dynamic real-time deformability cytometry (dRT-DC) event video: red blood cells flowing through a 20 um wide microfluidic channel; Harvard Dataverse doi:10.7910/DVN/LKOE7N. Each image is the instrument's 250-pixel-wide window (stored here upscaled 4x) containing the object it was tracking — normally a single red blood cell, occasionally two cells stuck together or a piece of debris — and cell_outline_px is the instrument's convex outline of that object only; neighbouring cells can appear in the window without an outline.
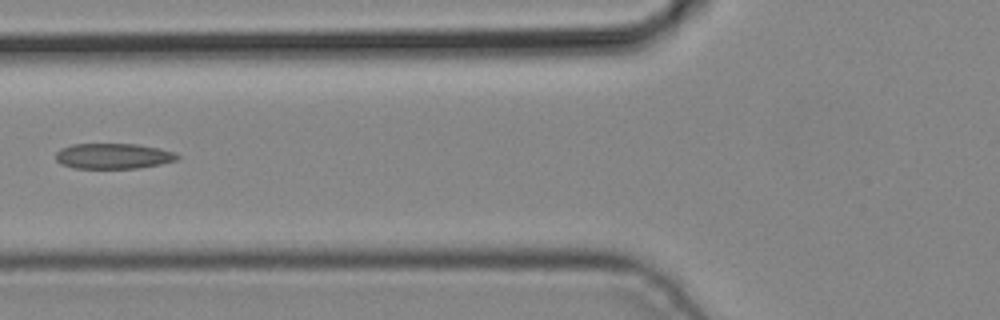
{"species": "common noctule bat (a hibernating species)", "species_latin": "Nyctalus noctula", "temperature_condition": "cold", "stored_images_in_passage": 5, "camera_frame_rate_fps": 3000, "um_per_image_px": 0.085, "animal": {"sex": "male", "body_mass_g": 19.2, "forearm_length_mm": 51.8}, "frame": {"image": 1, "passage_image": 4, "time_ms": 1.0, "image_size_px": [1000, 320], "cell_outline_px": [[180, 156], [176, 160], [160, 164], [136, 168], [72, 168], [60, 164], [56, 160], [56, 152], [60, 148], [72, 144], [136, 144], [160, 148], [176, 152]], "centroid_in_image_um": [9.61, 13.26], "position_along_channel_um": 116.2, "area_um2": 18.15}}
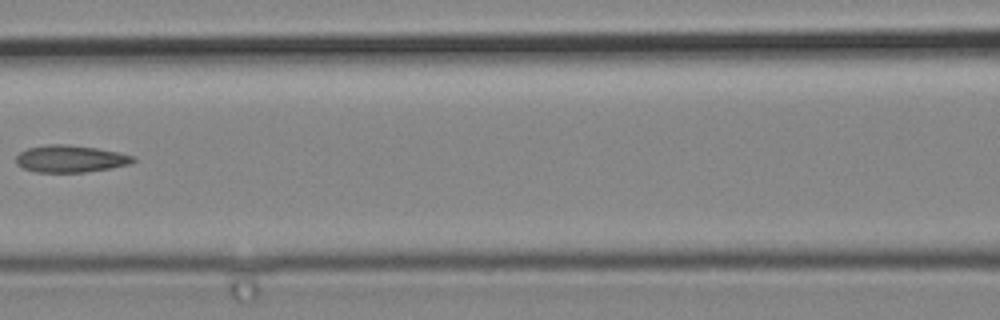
{"frame": {"image": 2, "passage_image": 5, "time_ms": 1.333, "image_size_px": [1000, 320], "cell_outline_px": [[136, 160], [128, 164], [112, 168], [84, 172], [36, 172], [24, 168], [16, 164], [16, 156], [20, 152], [28, 148], [48, 144], [68, 144], [96, 148], [120, 152], [132, 156]], "centroid_in_image_um": [5.97, 13.49], "position_along_channel_um": 160.6, "area_um2": 18.44}}